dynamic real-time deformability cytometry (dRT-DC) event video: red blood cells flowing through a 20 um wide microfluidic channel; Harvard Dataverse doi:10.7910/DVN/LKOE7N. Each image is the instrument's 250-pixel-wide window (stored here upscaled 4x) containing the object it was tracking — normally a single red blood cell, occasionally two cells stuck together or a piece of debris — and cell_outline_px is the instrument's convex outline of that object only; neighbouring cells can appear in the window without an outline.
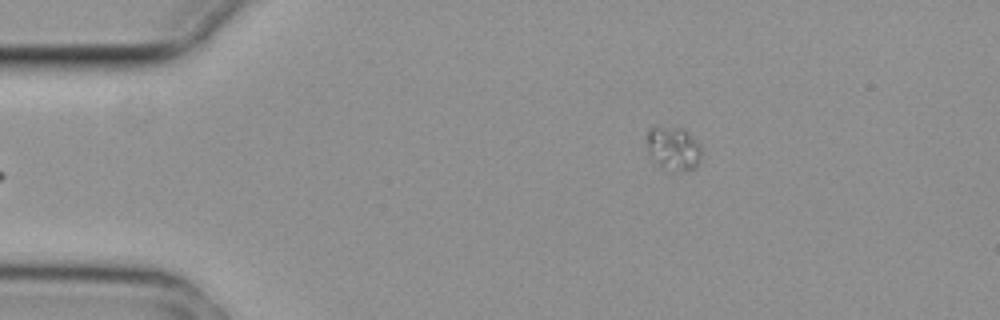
{"species": "common noctule bat (a hibernating species)", "species_latin": "Nyctalus noctula", "temperature_condition": "cold", "stored_images_in_passage": 4, "camera_frame_rate_fps": 3000, "um_per_image_px": 0.085, "animal": {"sex": "female", "body_mass_g": 29.2, "forearm_length_mm": 56.3}, "frame": {"image": 1, "passage_image": 4, "time_ms": 1.0, "image_size_px": [1000, 320], "cell_outline_px": [[700, 156], [696, 168], [680, 172], [676, 172], [660, 164], [648, 152], [648, 128], [652, 124], [656, 124], [680, 128], [688, 132], [700, 144]], "centroid_in_image_um": [57.24, 12.56], "position_along_channel_um": 27.8, "area_um2": 13.87}}